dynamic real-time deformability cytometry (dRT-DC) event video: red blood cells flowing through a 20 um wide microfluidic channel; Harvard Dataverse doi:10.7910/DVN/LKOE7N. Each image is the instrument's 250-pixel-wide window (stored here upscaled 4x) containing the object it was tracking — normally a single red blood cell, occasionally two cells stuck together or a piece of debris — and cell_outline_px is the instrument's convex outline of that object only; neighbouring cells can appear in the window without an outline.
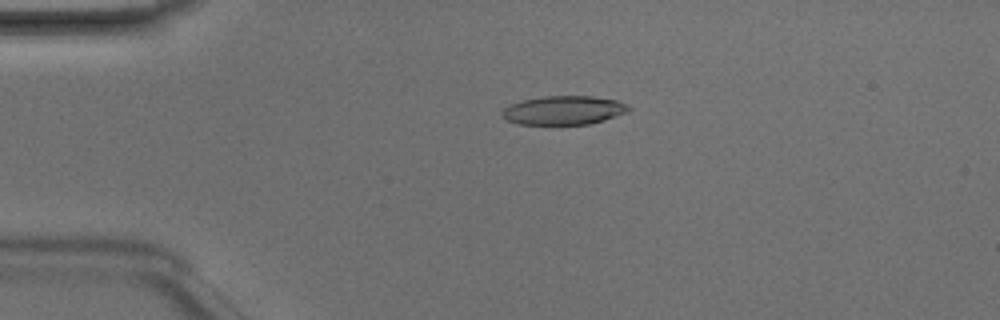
{"species": "Egyptian fruit bat (a non-hibernating species)", "species_latin": "Rousettus aegyptiacus", "temperature_condition": "room temperature", "stored_images_in_passage": 45, "camera_frame_rate_fps": 3000, "um_per_image_px": 0.085, "animal": {"sex": "male"}, "frame": {"image": 1, "passage_image": 8, "time_ms": 2.333, "image_size_px": [1000, 320], "cell_outline_px": [[632, 108], [624, 112], [604, 120], [588, 124], [516, 124], [508, 120], [500, 112], [504, 108], [520, 100], [544, 96], [592, 96], [616, 100], [628, 104]], "centroid_in_image_um": [47.9, 9.36], "position_along_channel_um": 37.1, "area_um2": 21.1}}
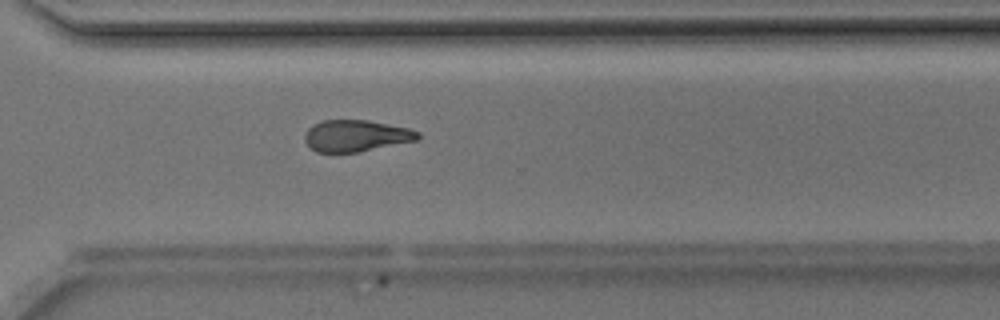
{"frame": {"image": 2, "passage_image": 32, "time_ms": 10.333, "image_size_px": [1000, 320], "cell_outline_px": [[420, 136], [416, 140], [356, 152], [316, 152], [304, 140], [304, 132], [312, 124], [320, 120], [368, 120], [408, 128], [420, 132]], "centroid_in_image_um": [30.21, 11.52], "position_along_channel_um": 340.4, "area_um2": 20.69}}
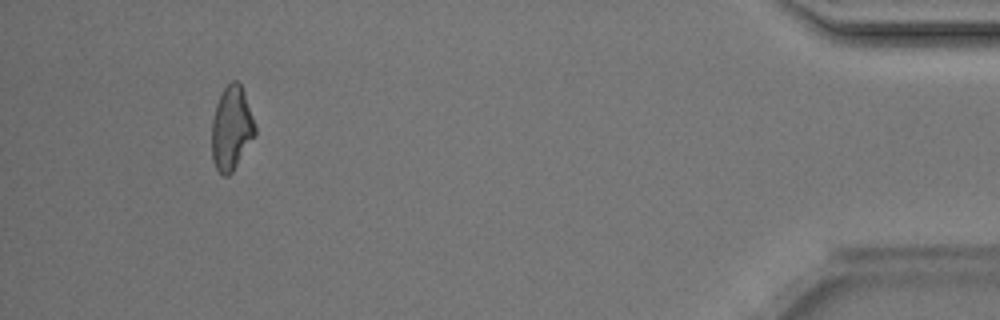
{"frame": {"image": 3, "passage_image": 42, "time_ms": 13.667, "image_size_px": [1000, 320], "cell_outline_px": [[256, 132], [232, 172], [228, 176], [224, 176], [216, 168], [212, 160], [212, 120], [216, 104], [224, 88], [232, 80], [236, 80], [240, 84], [244, 92], [256, 124]], "centroid_in_image_um": [19.67, 10.89], "position_along_channel_um": 415.5, "area_um2": 20.92}, "authors_computed_cell_mechanics": {"area_um2": 21.5594, "velocity_mm_per_s": 4.2291, "shape_relaxation_time_tau1_ms": 3.9749, "shape_relaxation_time_tau2_ms": 2.8375, "deformation_change_tau1": 0.1666, "deformation_change_tau2": 0.1228}}